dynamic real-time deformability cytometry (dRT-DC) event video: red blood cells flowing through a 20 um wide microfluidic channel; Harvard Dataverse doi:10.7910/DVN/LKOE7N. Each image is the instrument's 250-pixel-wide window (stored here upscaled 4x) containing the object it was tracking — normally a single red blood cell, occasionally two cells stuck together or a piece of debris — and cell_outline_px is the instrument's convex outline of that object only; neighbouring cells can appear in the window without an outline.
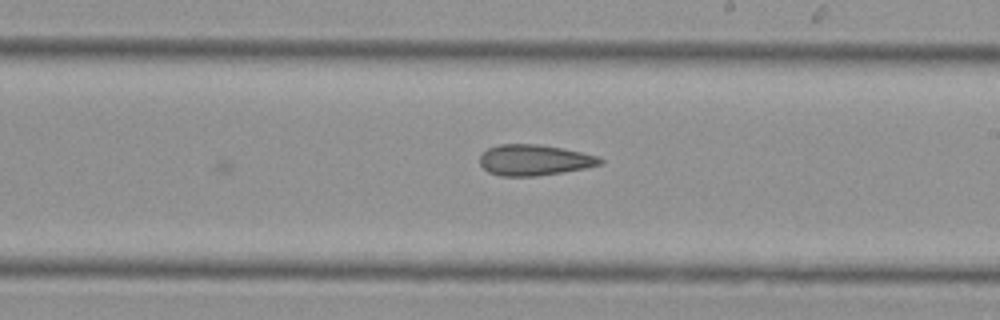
{"species": "Egyptian fruit bat (a non-hibernating species)", "species_latin": "Rousettus aegyptiacus", "temperature_condition": "cold", "stored_images_in_passage": 16, "camera_frame_rate_fps": 3000, "um_per_image_px": 0.085, "animal": {"sex": "female"}, "frame": {"image": 1, "passage_image": 16, "time_ms": 5.0, "image_size_px": [1000, 320], "cell_outline_px": [[604, 164], [584, 168], [536, 176], [500, 176], [488, 172], [480, 164], [480, 156], [488, 148], [500, 144], [540, 144], [600, 156], [604, 160]], "centroid_in_image_um": [45.42, 13.6], "position_along_channel_um": 243.6, "area_um2": 21.56}}